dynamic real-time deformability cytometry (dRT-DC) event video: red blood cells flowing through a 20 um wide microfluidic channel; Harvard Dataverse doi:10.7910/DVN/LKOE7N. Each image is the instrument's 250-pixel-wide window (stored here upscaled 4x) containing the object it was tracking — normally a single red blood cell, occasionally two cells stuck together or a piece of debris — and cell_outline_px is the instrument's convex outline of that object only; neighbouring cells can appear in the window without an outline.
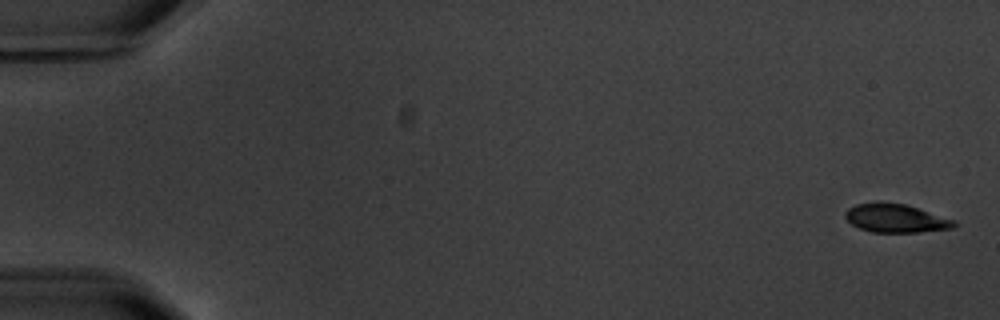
{"species": "common noctule bat (a hibernating species)", "species_latin": "Nyctalus noctula", "temperature_condition": "warm", "stored_images_in_passage": 5, "camera_frame_rate_fps": 3000, "um_per_image_px": 0.085, "animal": {"sex": "male", "body_mass_g": 20.1, "forearm_length_mm": 53.5}, "frame": {"image": 1, "passage_image": 1, "time_ms": 0.0, "image_size_px": [1000, 320], "cell_outline_px": [[956, 224], [952, 228], [920, 232], [872, 232], [860, 228], [852, 224], [844, 216], [844, 212], [848, 208], [856, 204], [876, 200], [880, 200], [904, 204], [956, 220]], "centroid_in_image_um": [76.09, 18.52], "position_along_channel_um": 8.9, "area_um2": 18.26}}
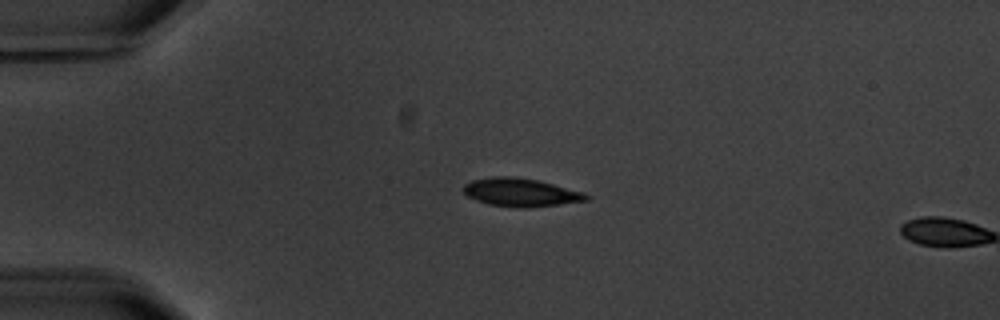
{"frame": {"image": 2, "passage_image": 4, "time_ms": 4.333, "image_size_px": [1000, 320], "cell_outline_px": [[592, 196], [588, 200], [560, 204], [528, 208], [520, 208], [488, 204], [476, 200], [468, 196], [464, 192], [464, 184], [472, 180], [492, 176], [512, 176], [536, 180], [584, 192]], "centroid_in_image_um": [44.27, 16.35], "position_along_channel_um": 40.7, "area_um2": 20.17}}